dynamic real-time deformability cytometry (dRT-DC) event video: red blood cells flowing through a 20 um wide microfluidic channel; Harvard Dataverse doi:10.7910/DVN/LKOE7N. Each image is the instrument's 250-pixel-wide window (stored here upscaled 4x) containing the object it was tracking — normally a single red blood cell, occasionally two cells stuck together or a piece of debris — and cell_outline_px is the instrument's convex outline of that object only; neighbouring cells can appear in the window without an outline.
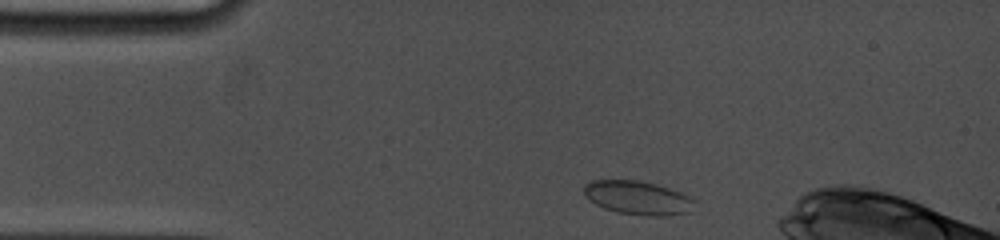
{"species": "common noctule bat (a hibernating species)", "species_latin": "Nyctalus noctula", "temperature_condition": "cold", "stored_images_in_passage": 3, "camera_frame_rate_fps": 5000, "um_per_image_px": 0.085, "animal": {"sex": "female", "body_mass_g": 19.0, "forearm_length_mm": 53.3}, "frame": {"image": 1, "passage_image": 1, "time_ms": 0.0, "image_size_px": [1000, 240], "cell_outline_px": [[696, 200], [692, 212], [664, 216], [648, 216], [616, 212], [604, 208], [588, 200], [584, 196], [584, 184], [592, 180], [636, 180], [656, 184], [680, 192]], "centroid_in_image_um": [54.21, 16.82], "position_along_channel_um": 30.8, "area_um2": 21.91}}